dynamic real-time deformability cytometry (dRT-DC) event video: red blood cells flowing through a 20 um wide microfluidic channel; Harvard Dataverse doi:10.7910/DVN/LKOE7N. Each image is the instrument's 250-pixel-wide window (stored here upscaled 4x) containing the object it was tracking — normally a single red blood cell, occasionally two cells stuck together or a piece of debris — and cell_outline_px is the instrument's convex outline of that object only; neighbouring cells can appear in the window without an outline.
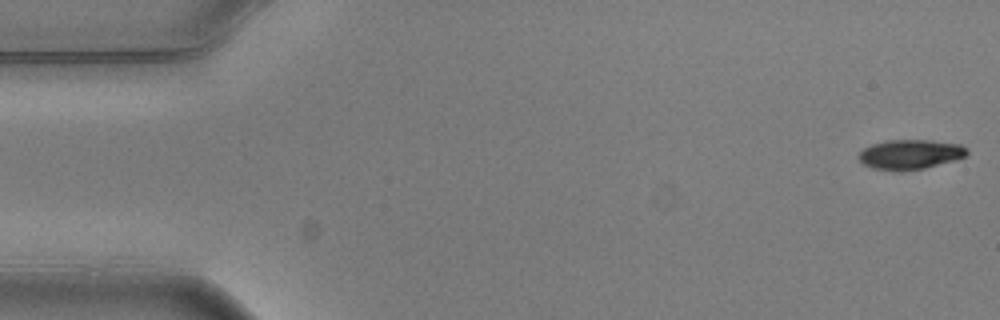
{"species": "common noctule bat (a hibernating species)", "species_latin": "Nyctalus noctula", "temperature_condition": "warm", "stored_images_in_passage": 2, "camera_frame_rate_fps": 3000, "um_per_image_px": 0.085, "animal": {"sex": "male", "body_mass_g": 20.5, "forearm_length_mm": 52.5}, "frame": {"image": 1, "passage_image": 2, "time_ms": 0.333, "image_size_px": [1000, 320], "cell_outline_px": [[968, 156], [956, 160], [924, 168], [900, 172], [896, 172], [872, 168], [864, 164], [856, 156], [864, 148], [872, 144], [888, 140], [932, 140], [960, 144], [968, 148]], "centroid_in_image_um": [77.39, 13.13], "position_along_channel_um": 7.6, "area_um2": 19.07}}